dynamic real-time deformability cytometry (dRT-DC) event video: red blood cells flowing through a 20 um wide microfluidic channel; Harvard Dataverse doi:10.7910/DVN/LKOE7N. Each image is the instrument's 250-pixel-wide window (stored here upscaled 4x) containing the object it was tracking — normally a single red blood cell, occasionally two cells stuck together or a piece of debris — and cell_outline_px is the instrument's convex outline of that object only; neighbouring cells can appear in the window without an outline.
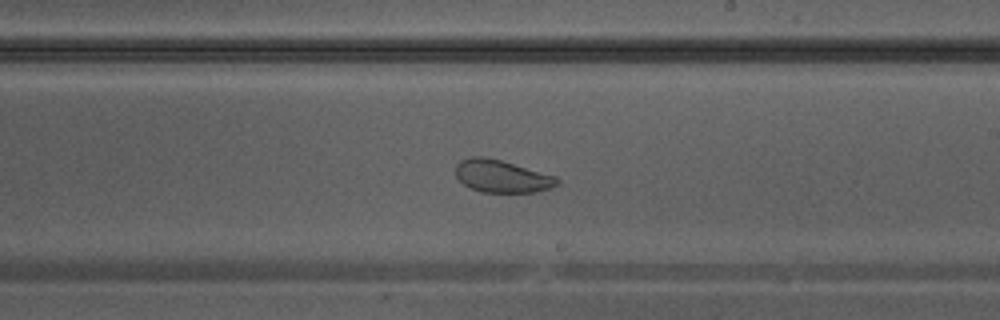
{"species": "Egyptian fruit bat (a non-hibernating species)", "species_latin": "Rousettus aegyptiacus", "temperature_condition": "warm", "stored_images_in_passage": 41, "camera_frame_rate_fps": 3000, "um_per_image_px": 0.085, "animal": {"sex": "male"}, "frame": {"image": 1, "passage_image": 24, "time_ms": 7.667, "image_size_px": [1000, 320], "cell_outline_px": [[560, 184], [536, 192], [480, 192], [464, 184], [456, 176], [456, 164], [460, 160], [472, 156], [484, 156], [500, 160], [556, 176], [560, 180]], "centroid_in_image_um": [42.65, 14.98], "position_along_channel_um": 246.3, "area_um2": 19.13}}